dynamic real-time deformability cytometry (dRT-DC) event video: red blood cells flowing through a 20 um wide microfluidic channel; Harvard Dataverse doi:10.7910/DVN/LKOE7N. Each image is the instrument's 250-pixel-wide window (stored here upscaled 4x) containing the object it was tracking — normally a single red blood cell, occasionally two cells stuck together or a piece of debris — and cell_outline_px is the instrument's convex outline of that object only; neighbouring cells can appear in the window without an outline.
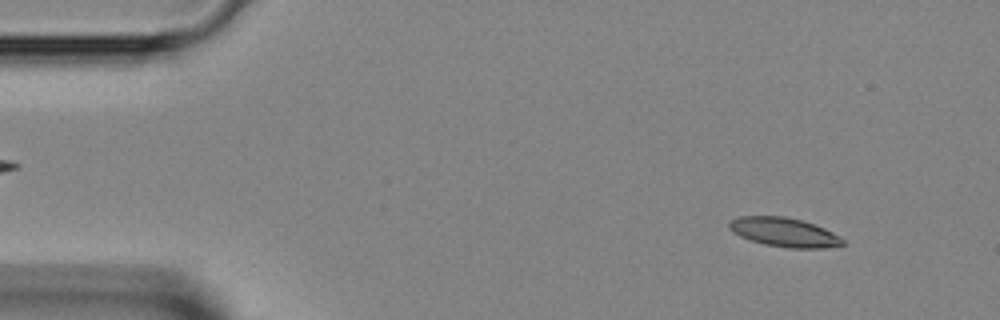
{"species": "Egyptian fruit bat (a non-hibernating species)", "species_latin": "Rousettus aegyptiacus", "temperature_condition": "room temperature", "stored_images_in_passage": 43, "camera_frame_rate_fps": 3000, "um_per_image_px": 0.085, "animal": {"sex": "female"}, "frame": {"image": 1, "passage_image": 4, "time_ms": 1.0, "image_size_px": [1000, 320], "cell_outline_px": [[844, 244], [824, 248], [788, 248], [764, 244], [740, 236], [732, 232], [728, 228], [728, 220], [740, 216], [784, 216], [800, 220], [824, 228], [840, 236], [844, 240]], "centroid_in_image_um": [66.62, 19.74], "position_along_channel_um": 18.4, "area_um2": 19.19}}
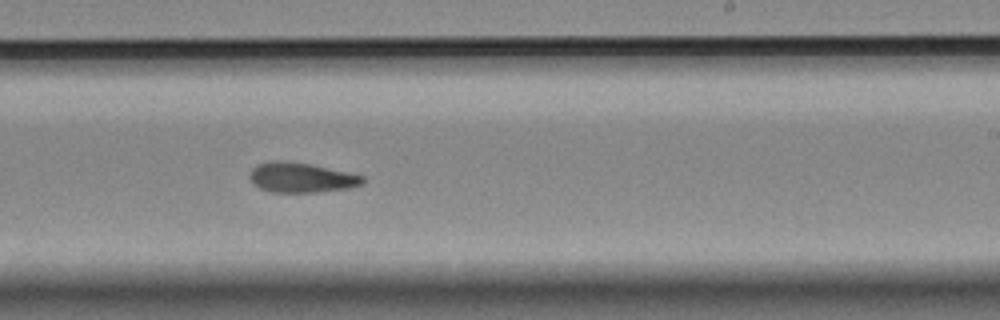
{"frame": {"image": 2, "passage_image": 26, "time_ms": 8.333, "image_size_px": [1000, 320], "cell_outline_px": [[364, 184], [348, 188], [316, 192], [272, 192], [260, 188], [252, 184], [248, 176], [252, 168], [256, 164], [272, 160], [284, 160], [312, 164], [352, 172], [364, 176]], "centroid_in_image_um": [25.6, 15.07], "position_along_channel_um": 263.4, "area_um2": 20.11}}
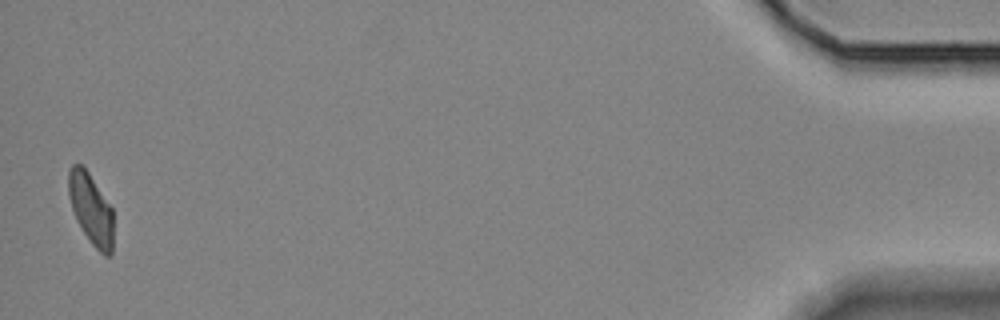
{"frame": {"image": 3, "passage_image": 43, "time_ms": 14.0, "image_size_px": [1000, 320], "cell_outline_px": [[112, 256], [104, 256], [92, 244], [76, 220], [68, 196], [68, 168], [72, 164], [80, 164], [88, 172], [112, 208]], "centroid_in_image_um": [7.71, 17.75], "position_along_channel_um": 427.5, "area_um2": 18.38}}